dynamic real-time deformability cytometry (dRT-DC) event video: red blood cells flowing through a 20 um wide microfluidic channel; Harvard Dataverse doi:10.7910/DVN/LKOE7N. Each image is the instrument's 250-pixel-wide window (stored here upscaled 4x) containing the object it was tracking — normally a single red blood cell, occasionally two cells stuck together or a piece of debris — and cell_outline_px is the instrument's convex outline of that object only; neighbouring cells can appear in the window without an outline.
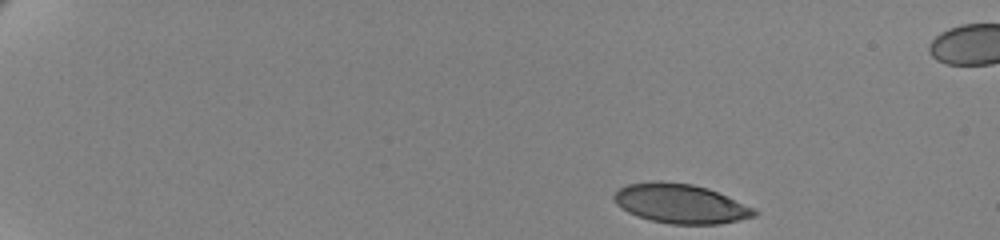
{"species": "human", "species_latin": "Homo sapiens", "temperature_condition": "cold", "stored_images_in_passage": 52, "camera_frame_rate_fps": 3000, "um_per_image_px": 0.085, "donor": {"sex": "female"}, "frame": {"image": 1, "passage_image": 1, "time_ms": 0.0, "image_size_px": [1000, 240], "cell_outline_px": [[760, 212], [756, 216], [720, 224], [668, 224], [636, 216], [620, 208], [612, 200], [612, 196], [620, 188], [628, 184], [652, 180], [660, 180], [692, 184], [708, 188], [756, 208]], "centroid_in_image_um": [57.84, 17.3], "position_along_channel_um": 27.2, "area_um2": 32.6}}
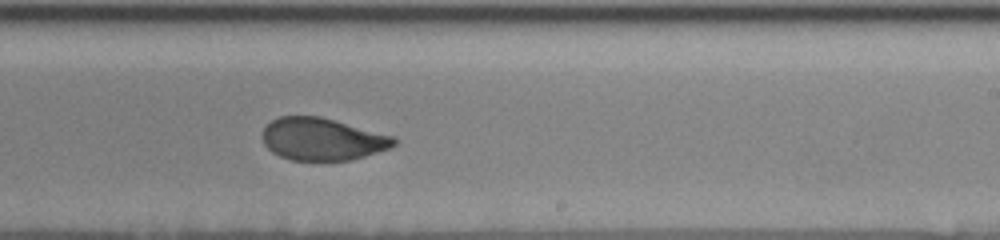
{"frame": {"image": 2, "passage_image": 32, "time_ms": 10.333, "image_size_px": [1000, 240], "cell_outline_px": [[396, 144], [388, 148], [352, 160], [292, 160], [280, 156], [272, 152], [264, 144], [260, 136], [260, 132], [272, 120], [280, 116], [320, 116], [396, 136]], "centroid_in_image_um": [27.37, 11.82], "position_along_channel_um": 261.6, "area_um2": 32.6}}
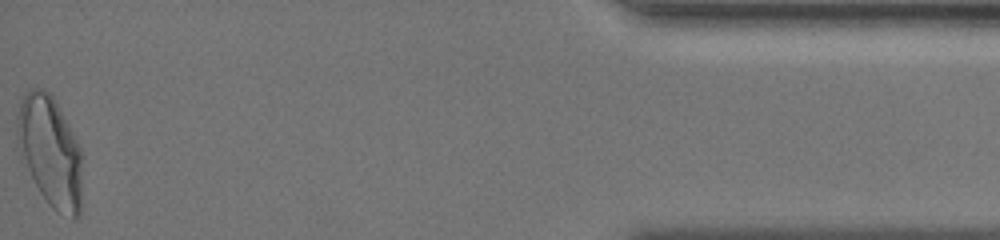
{"frame": {"image": 3, "passage_image": 52, "time_ms": 17.0, "image_size_px": [1000, 240], "cell_outline_px": [[80, 216], [72, 220], [56, 212], [48, 204], [40, 192], [20, 160], [16, 132], [16, 116], [20, 104], [24, 96], [32, 88], [44, 88], [52, 96], [72, 132], [80, 148]], "centroid_in_image_um": [4.22, 12.91], "position_along_channel_um": 431.0, "area_um2": 41.79}, "authors_computed_cell_mechanics": {"area_um2": 34.0442, "velocity_mm_per_s": 3.4782, "shape_relaxation_time_tau1_ms": 6.3594, "shape_relaxation_time_tau2_ms": 1.2348, "deformation_change_tau1": 0.1904, "deformation_change_tau2": 0.0646}}